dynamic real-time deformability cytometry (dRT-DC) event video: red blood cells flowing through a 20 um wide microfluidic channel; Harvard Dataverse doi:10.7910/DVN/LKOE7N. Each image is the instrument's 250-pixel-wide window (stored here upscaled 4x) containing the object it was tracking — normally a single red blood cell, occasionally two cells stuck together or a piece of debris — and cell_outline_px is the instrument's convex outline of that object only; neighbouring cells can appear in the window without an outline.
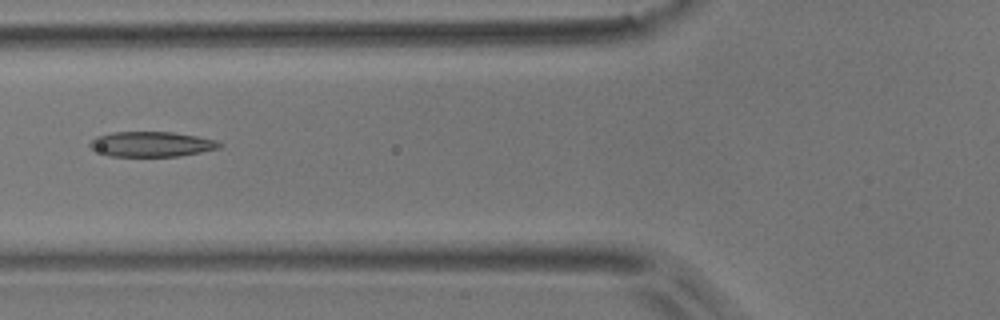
{"species": "common noctule bat (a hibernating species)", "species_latin": "Nyctalus noctula", "temperature_condition": "room temperature", "stored_images_in_passage": 3, "camera_frame_rate_fps": 3000, "um_per_image_px": 0.085, "animal": {"sex": "male", "body_mass_g": 17.9}, "frame": {"image": 1, "passage_image": 3, "time_ms": 0.667, "image_size_px": [1000, 320], "cell_outline_px": [[224, 144], [220, 148], [180, 156], [108, 156], [92, 148], [88, 144], [96, 136], [112, 132], [172, 132], [196, 136], [216, 140]], "centroid_in_image_um": [12.89, 12.25], "position_along_channel_um": 112.9, "area_um2": 18.9}}